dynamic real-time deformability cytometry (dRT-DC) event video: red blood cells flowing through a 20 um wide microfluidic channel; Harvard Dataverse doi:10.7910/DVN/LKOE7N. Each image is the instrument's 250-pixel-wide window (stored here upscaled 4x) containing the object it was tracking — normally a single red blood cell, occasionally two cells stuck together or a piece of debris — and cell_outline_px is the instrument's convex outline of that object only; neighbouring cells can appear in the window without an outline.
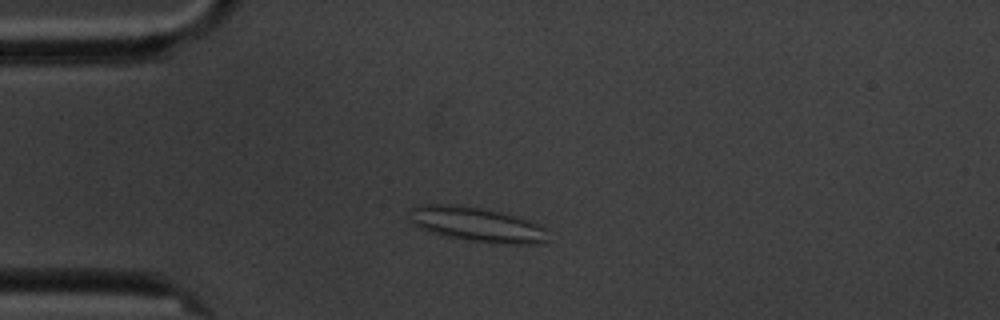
{"species": "common noctule bat (a hibernating species)", "species_latin": "Nyctalus noctula", "temperature_condition": "cold", "stored_images_in_passage": 5, "camera_frame_rate_fps": 3000, "um_per_image_px": 0.085, "animal": {"sex": "male", "body_mass_g": 20.1, "forearm_length_mm": 53.5}, "frame": {"image": 1, "passage_image": 2, "time_ms": 1.333, "image_size_px": [1000, 320], "cell_outline_px": [[548, 240], [536, 244], [496, 244], [440, 236], [420, 228], [412, 224], [408, 220], [412, 208], [420, 204], [444, 204], [480, 208], [500, 212], [528, 220], [544, 228]], "centroid_in_image_um": [40.47, 19.1], "position_along_channel_um": 44.5, "area_um2": 27.86}}
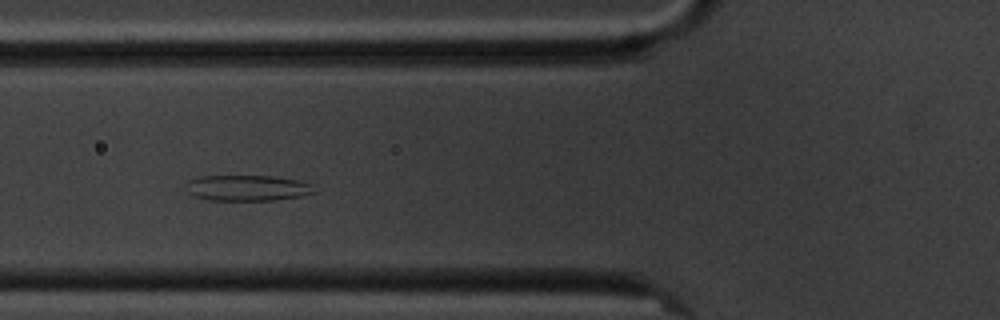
{"frame": {"image": 2, "passage_image": 4, "time_ms": 3.667, "image_size_px": [1000, 320], "cell_outline_px": [[316, 192], [300, 196], [276, 200], [208, 200], [196, 196], [188, 192], [192, 180], [200, 176], [276, 176], [300, 180], [312, 184]], "centroid_in_image_um": [21.14, 15.97], "position_along_channel_um": 104.7, "area_um2": 19.02}}